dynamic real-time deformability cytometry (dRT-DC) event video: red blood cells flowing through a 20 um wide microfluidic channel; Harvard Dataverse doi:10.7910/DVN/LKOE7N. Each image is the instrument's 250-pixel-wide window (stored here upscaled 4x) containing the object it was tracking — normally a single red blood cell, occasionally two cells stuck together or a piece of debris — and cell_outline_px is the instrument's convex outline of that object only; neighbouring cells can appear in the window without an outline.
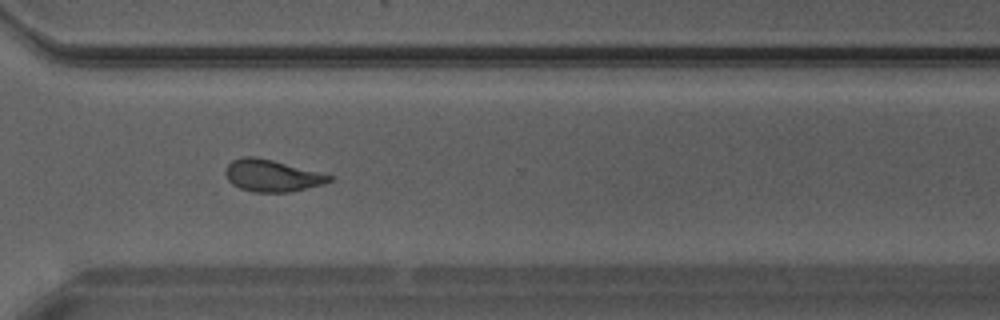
{"species": "Egyptian fruit bat (a non-hibernating species)", "species_latin": "Rousettus aegyptiacus", "temperature_condition": "warm", "stored_images_in_passage": 32, "camera_frame_rate_fps": 3000, "um_per_image_px": 0.085, "animal": {"sex": "male"}, "frame": {"image": 1, "passage_image": 23, "time_ms": 7.333, "image_size_px": [1000, 320], "cell_outline_px": [[332, 180], [324, 184], [288, 192], [252, 192], [240, 188], [232, 184], [228, 180], [224, 172], [224, 168], [232, 160], [240, 156], [256, 156], [272, 160], [332, 176]], "centroid_in_image_um": [23.04, 14.92], "position_along_channel_um": 347.6, "area_um2": 19.19}}